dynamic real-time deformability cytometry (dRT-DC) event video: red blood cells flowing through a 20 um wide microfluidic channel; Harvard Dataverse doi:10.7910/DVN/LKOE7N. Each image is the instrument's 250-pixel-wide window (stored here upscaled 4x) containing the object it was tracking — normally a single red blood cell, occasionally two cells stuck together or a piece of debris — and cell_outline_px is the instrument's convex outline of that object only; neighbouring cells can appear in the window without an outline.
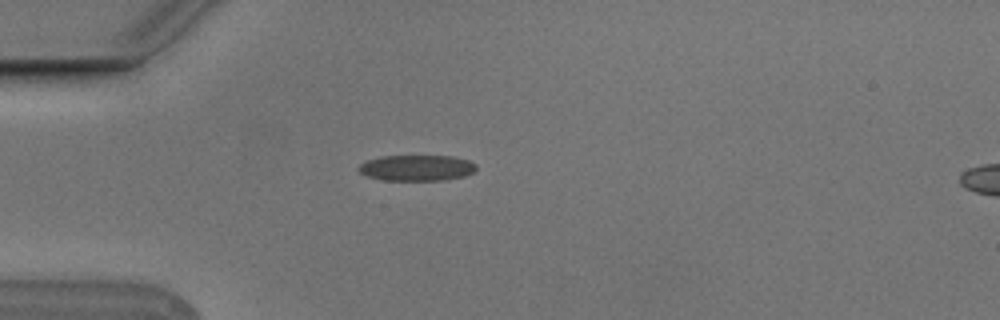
{"species": "Egyptian fruit bat (a non-hibernating species)", "species_latin": "Rousettus aegyptiacus", "temperature_condition": "cold", "stored_images_in_passage": 2, "segment_of_instrument_passage": [1, 2], "camera_frame_rate_fps": 3000, "um_per_image_px": 0.085, "animal": {"sex": "male"}, "frame": {"image": 1, "passage_image": 1, "time_ms": 0.0, "image_size_px": [1000, 320], "cell_outline_px": [[476, 168], [472, 172], [464, 176], [444, 180], [384, 180], [368, 176], [360, 172], [356, 168], [360, 164], [368, 160], [380, 156], [452, 156], [468, 160], [476, 164]], "centroid_in_image_um": [35.41, 14.26], "position_along_channel_um": 49.6, "area_um2": 17.63}}